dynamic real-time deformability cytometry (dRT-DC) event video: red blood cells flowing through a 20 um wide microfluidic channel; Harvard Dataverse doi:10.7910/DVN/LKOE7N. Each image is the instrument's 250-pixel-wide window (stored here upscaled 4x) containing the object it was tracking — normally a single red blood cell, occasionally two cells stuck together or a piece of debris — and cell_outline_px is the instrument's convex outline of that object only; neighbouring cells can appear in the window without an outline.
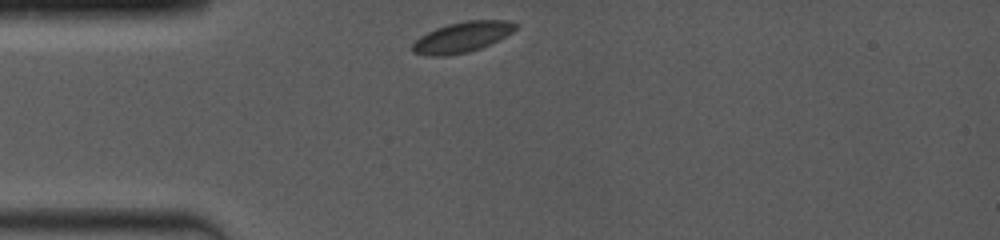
{"species": "common noctule bat (a hibernating species)", "species_latin": "Nyctalus noctula", "temperature_condition": "room temperature", "stored_images_in_passage": 41, "camera_frame_rate_fps": 4000, "um_per_image_px": 0.085, "animal": {"sex": "female", "body_mass_g": 19.0, "forearm_length_mm": 53.3}, "frame": {"image": 1, "passage_image": 1, "time_ms": 0.0, "image_size_px": [1000, 240], "cell_outline_px": [[516, 28], [512, 32], [500, 40], [480, 48], [468, 52], [444, 56], [432, 56], [412, 52], [412, 44], [420, 36], [436, 28], [448, 24], [464, 20], [504, 20], [516, 24]], "centroid_in_image_um": [39.27, 3.15], "position_along_channel_um": 45.7, "area_um2": 18.21}}
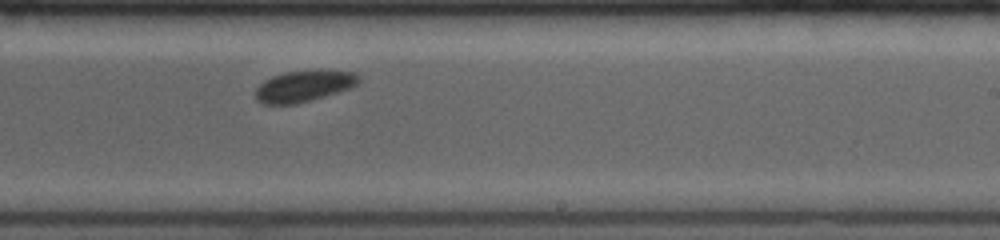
{"frame": {"image": 2, "passage_image": 23, "time_ms": 6.0, "image_size_px": [1000, 240], "cell_outline_px": [[360, 80], [356, 84], [348, 88], [336, 92], [308, 100], [292, 104], [264, 104], [256, 100], [256, 88], [264, 80], [272, 76], [284, 72], [320, 68], [356, 72], [360, 76]], "centroid_in_image_um": [25.84, 7.26], "position_along_channel_um": 263.2, "area_um2": 18.96}}
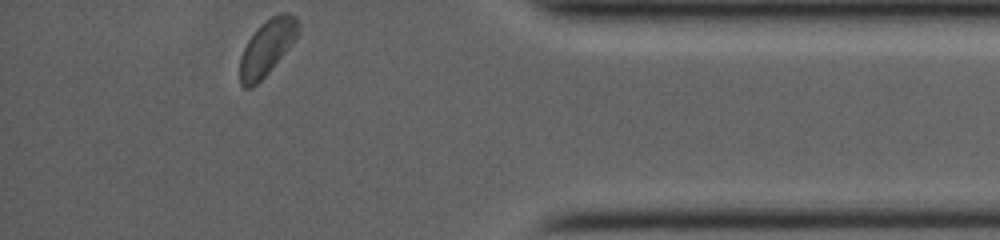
{"frame": {"image": 3, "passage_image": 40, "time_ms": 10.25, "image_size_px": [1000, 240], "cell_outline_px": [[300, 28], [296, 36], [284, 52], [268, 72], [256, 84], [248, 88], [244, 88], [240, 84], [240, 56], [248, 40], [256, 28], [260, 24], [272, 16], [280, 12], [288, 12], [296, 16], [300, 24]], "centroid_in_image_um": [22.68, 3.99], "position_along_channel_um": 412.5, "area_um2": 18.55}, "authors_computed_cell_mechanics": {"area_um2": 18.9584, "velocity_mm_per_s": 3.9215, "shape_relaxation_time_tau1_ms": 1.5267, "shape_relaxation_time_tau2_ms": null, "deformation_change_tau1": 0.033, "deformation_change_tau2": null}}